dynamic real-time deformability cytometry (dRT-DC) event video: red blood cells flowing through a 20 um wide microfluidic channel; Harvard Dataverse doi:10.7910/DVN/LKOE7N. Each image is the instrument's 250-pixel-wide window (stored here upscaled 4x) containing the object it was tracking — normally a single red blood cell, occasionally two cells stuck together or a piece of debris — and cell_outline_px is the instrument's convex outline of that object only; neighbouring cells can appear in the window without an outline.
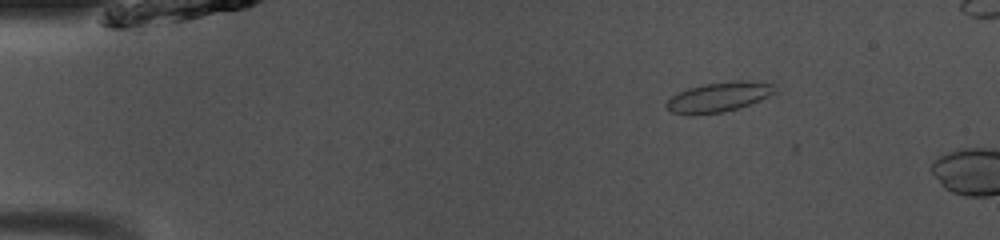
{"species": "common noctule bat (a hibernating species)", "species_latin": "Nyctalus noctula", "temperature_condition": "room temperature", "stored_images_in_passage": 3, "camera_frame_rate_fps": 3000, "um_per_image_px": 0.085, "animal": {"sex": "male", "body_mass_g": 13.0, "forearm_length_mm": 53.1}, "frame": {"image": 1, "passage_image": 2, "time_ms": 0.333, "image_size_px": [1000, 240], "cell_outline_px": [[776, 92], [760, 100], [740, 108], [724, 112], [672, 112], [664, 104], [672, 96], [688, 88], [704, 84], [732, 80], [748, 80], [772, 84]], "centroid_in_image_um": [61.16, 8.2], "position_along_channel_um": 23.8, "area_um2": 18.21}}